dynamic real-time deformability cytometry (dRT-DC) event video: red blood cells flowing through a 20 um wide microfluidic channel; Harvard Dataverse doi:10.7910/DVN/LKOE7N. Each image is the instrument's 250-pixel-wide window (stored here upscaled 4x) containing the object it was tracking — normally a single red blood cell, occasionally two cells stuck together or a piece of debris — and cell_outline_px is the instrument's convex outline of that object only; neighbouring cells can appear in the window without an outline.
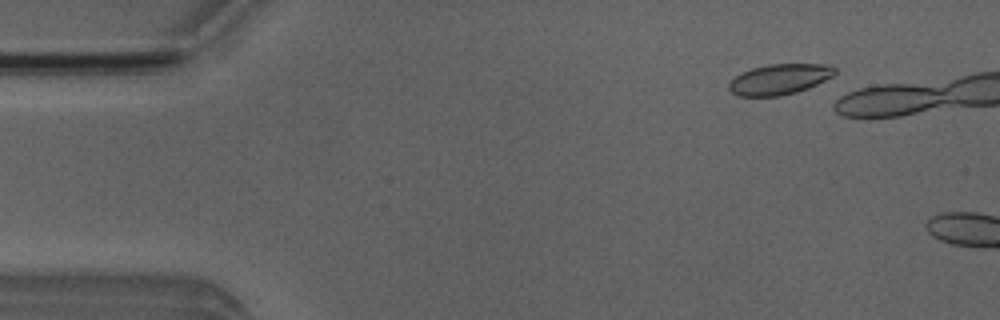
{"species": "Egyptian fruit bat (a non-hibernating species)", "species_latin": "Rousettus aegyptiacus", "temperature_condition": "room temperature", "stored_images_in_passage": 3, "camera_frame_rate_fps": 3000, "um_per_image_px": 0.085, "animal": {"sex": "male"}, "frame": {"image": 1, "passage_image": 2, "time_ms": 1.333, "image_size_px": [1000, 320], "cell_outline_px": [[836, 72], [832, 76], [808, 88], [796, 92], [780, 96], [740, 96], [732, 92], [728, 88], [728, 84], [736, 76], [752, 68], [768, 64], [832, 64], [836, 68]], "centroid_in_image_um": [66.28, 6.73], "position_along_channel_um": 18.7, "area_um2": 18.73}}